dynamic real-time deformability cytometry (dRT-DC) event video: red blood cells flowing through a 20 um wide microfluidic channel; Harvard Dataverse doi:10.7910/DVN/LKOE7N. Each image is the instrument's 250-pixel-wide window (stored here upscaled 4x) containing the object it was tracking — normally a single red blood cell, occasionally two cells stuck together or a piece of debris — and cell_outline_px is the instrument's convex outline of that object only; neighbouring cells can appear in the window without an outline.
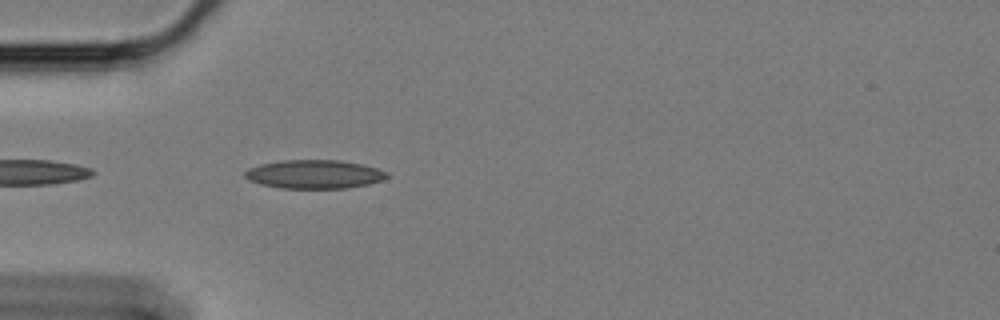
{"species": "Egyptian fruit bat (a non-hibernating species)", "species_latin": "Rousettus aegyptiacus", "temperature_condition": "cold", "stored_images_in_passage": 5, "camera_frame_rate_fps": 3000, "um_per_image_px": 0.085, "animal": {"sex": "female"}, "frame": {"image": 1, "passage_image": 2, "time_ms": 0.333, "image_size_px": [1000, 320], "cell_outline_px": [[392, 176], [384, 180], [368, 184], [344, 188], [284, 188], [260, 184], [248, 180], [244, 176], [244, 172], [248, 168], [260, 164], [284, 160], [340, 160], [360, 164], [376, 168], [388, 172]], "centroid_in_image_um": [26.73, 14.81], "position_along_channel_um": 58.3, "area_um2": 23.76}}